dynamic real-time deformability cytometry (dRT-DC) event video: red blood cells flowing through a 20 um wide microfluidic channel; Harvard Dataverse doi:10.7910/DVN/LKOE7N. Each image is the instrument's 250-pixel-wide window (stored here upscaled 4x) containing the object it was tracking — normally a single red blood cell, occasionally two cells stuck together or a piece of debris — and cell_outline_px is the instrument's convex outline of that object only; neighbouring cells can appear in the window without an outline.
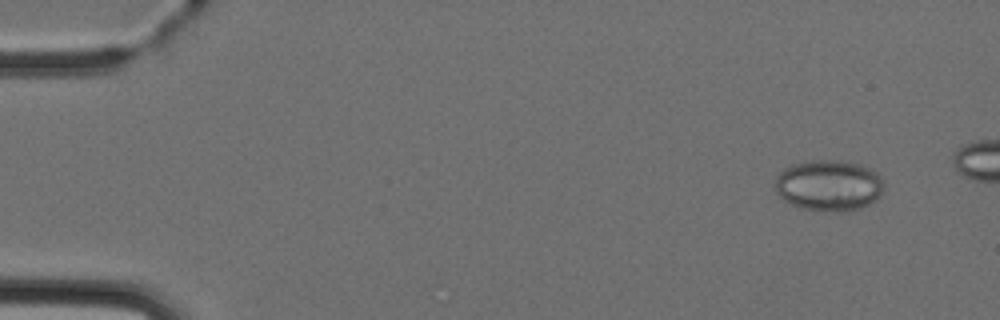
{"species": "Egyptian fruit bat (a non-hibernating species)", "species_latin": "Rousettus aegyptiacus", "temperature_condition": "cold", "stored_images_in_passage": 5, "camera_frame_rate_fps": 3000, "um_per_image_px": 0.085, "animal": {"sex": "female"}, "frame": {"image": 1, "passage_image": 5, "time_ms": 5.0, "image_size_px": [1000, 320], "cell_outline_px": [[884, 188], [880, 196], [868, 204], [860, 208], [848, 212], [824, 212], [804, 208], [792, 204], [784, 200], [776, 192], [776, 176], [784, 168], [792, 164], [812, 160], [832, 160], [860, 164], [876, 172], [884, 180]], "centroid_in_image_um": [70.47, 15.77], "position_along_channel_um": 14.5, "area_um2": 32.54}}